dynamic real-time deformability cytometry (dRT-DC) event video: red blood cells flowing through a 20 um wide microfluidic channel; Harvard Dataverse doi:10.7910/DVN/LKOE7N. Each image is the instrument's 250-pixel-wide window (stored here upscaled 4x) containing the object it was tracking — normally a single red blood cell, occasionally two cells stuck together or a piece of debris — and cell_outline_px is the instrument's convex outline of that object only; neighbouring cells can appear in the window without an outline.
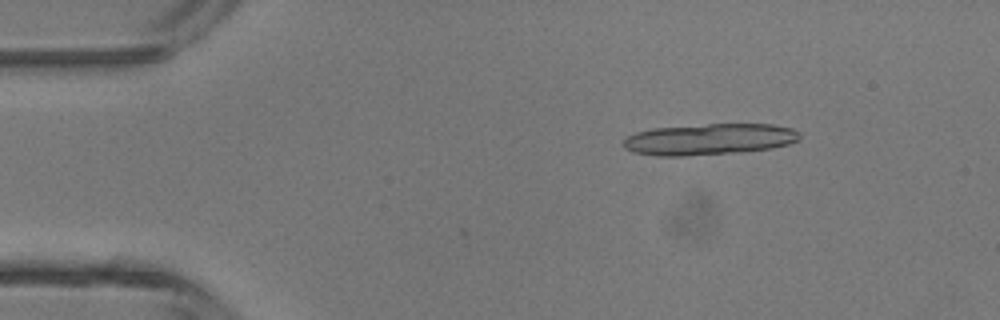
{"species": "common noctule bat (a hibernating species)", "species_latin": "Nyctalus noctula", "temperature_condition": "room temperature", "stored_images_in_passage": 4, "camera_frame_rate_fps": 3000, "um_per_image_px": 0.085, "animal": {"sex": "male", "body_mass_g": 13.3}, "frame": {"image": 1, "passage_image": 2, "time_ms": 0.333, "image_size_px": [1000, 320], "cell_outline_px": [[800, 136], [796, 140], [788, 144], [772, 148], [740, 152], [684, 156], [656, 156], [632, 152], [624, 148], [624, 140], [628, 136], [636, 132], [652, 128], [708, 124], [772, 124], [792, 128], [800, 132]], "centroid_in_image_um": [60.27, 11.84], "position_along_channel_um": 24.7, "area_um2": 32.19}}